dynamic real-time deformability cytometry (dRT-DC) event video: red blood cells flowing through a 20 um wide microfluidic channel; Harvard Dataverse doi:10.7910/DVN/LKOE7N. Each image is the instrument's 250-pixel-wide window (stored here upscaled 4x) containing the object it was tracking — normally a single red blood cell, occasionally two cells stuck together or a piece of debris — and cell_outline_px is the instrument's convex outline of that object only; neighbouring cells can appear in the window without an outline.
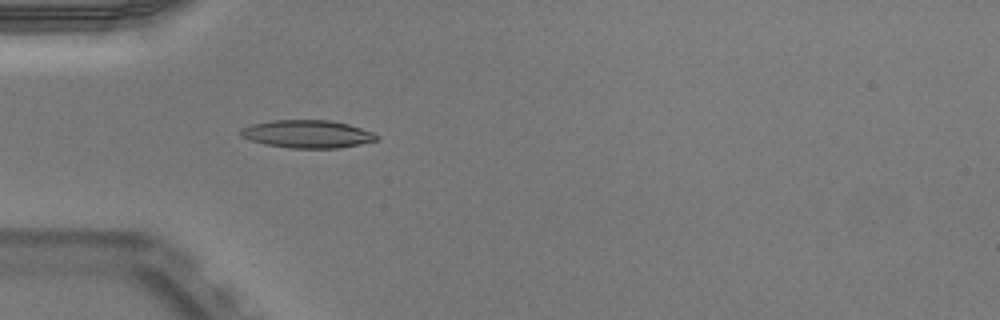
{"species": "Egyptian fruit bat (a non-hibernating species)", "species_latin": "Rousettus aegyptiacus", "temperature_condition": "warm", "stored_images_in_passage": 37, "camera_frame_rate_fps": 3000, "um_per_image_px": 0.085, "animal": {"sex": "male"}, "frame": {"image": 1, "passage_image": 2, "time_ms": 0.333, "image_size_px": [1000, 320], "cell_outline_px": [[380, 136], [376, 140], [360, 144], [336, 148], [292, 148], [264, 144], [240, 136], [240, 128], [252, 124], [272, 120], [332, 120], [348, 124], [372, 132]], "centroid_in_image_um": [26.11, 11.38], "position_along_channel_um": 58.9, "area_um2": 21.96}}
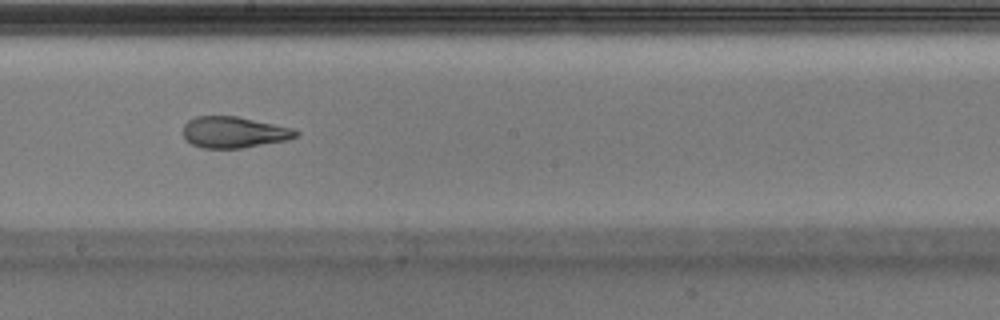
{"frame": {"image": 2, "passage_image": 15, "time_ms": 4.667, "image_size_px": [1000, 320], "cell_outline_px": [[300, 132], [296, 136], [288, 140], [240, 148], [200, 148], [192, 144], [184, 136], [184, 124], [188, 120], [196, 116], [236, 116], [292, 128]], "centroid_in_image_um": [19.87, 11.24], "position_along_channel_um": 228.3, "area_um2": 20.35}}
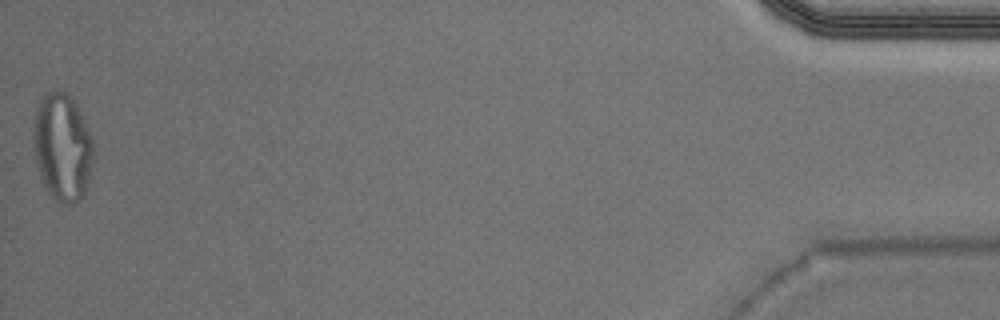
{"frame": {"image": 3, "passage_image": 37, "time_ms": 12.0, "image_size_px": [1000, 320], "cell_outline_px": [[92, 164], [84, 192], [80, 200], [76, 204], [64, 204], [56, 200], [48, 192], [44, 184], [36, 160], [32, 136], [32, 128], [36, 108], [44, 92], [64, 92], [76, 104], [84, 116], [92, 140]], "centroid_in_image_um": [5.29, 12.49], "position_along_channel_um": 429.9, "area_um2": 37.4}, "authors_computed_cell_mechanics": {"area_um2": 21.5594, "velocity_mm_per_s": 3.9917, "shape_relaxation_time_tau1_ms": null, "shape_relaxation_time_tau2_ms": 1.8989, "deformation_change_tau1": null, "deformation_change_tau2": 0.0985}}